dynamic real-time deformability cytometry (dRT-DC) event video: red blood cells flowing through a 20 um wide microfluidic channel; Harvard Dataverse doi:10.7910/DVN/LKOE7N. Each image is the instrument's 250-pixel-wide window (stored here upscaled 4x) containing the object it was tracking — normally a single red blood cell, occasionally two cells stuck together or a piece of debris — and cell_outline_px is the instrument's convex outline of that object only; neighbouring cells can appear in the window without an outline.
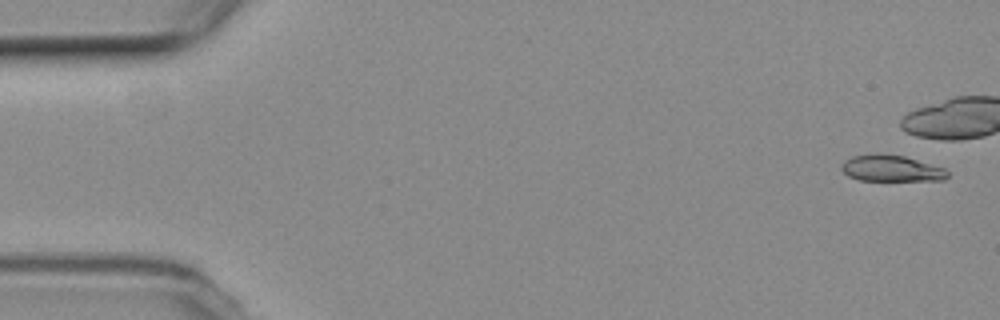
{"species": "common noctule bat (a hibernating species)", "species_latin": "Nyctalus noctula", "temperature_condition": "room temperature", "stored_images_in_passage": 9, "camera_frame_rate_fps": 3000, "um_per_image_px": 0.085, "animal": {"sex": "female", "body_mass_g": 19.3, "forearm_length_mm": 54.1}, "frame": {"image": 1, "passage_image": 1, "time_ms": 0.0, "image_size_px": [1000, 320], "cell_outline_px": [[948, 176], [944, 180], [860, 180], [848, 176], [840, 168], [840, 164], [844, 160], [852, 156], [904, 156], [944, 168], [948, 172]], "centroid_in_image_um": [75.76, 14.35], "position_along_channel_um": 9.2, "area_um2": 15.61}}
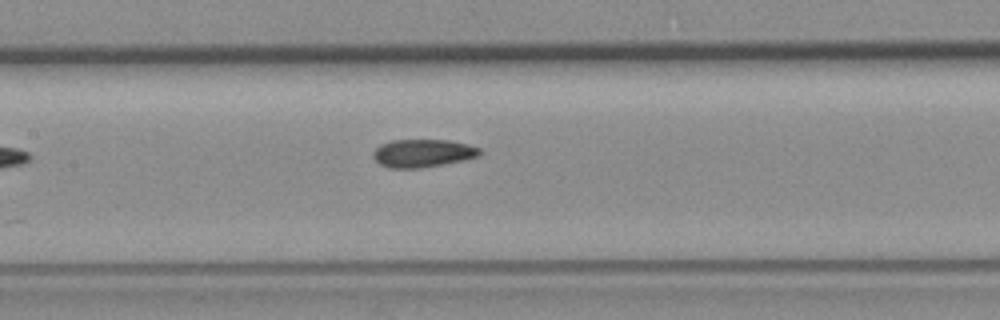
{"frame": {"image": 2, "passage_image": 9, "time_ms": 10.333, "image_size_px": [1000, 320], "cell_outline_px": [[480, 156], [420, 168], [388, 168], [380, 164], [372, 156], [372, 152], [380, 144], [392, 140], [448, 140], [468, 144], [480, 148]], "centroid_in_image_um": [35.89, 13.01], "position_along_channel_um": 171.5, "area_um2": 17.22}}